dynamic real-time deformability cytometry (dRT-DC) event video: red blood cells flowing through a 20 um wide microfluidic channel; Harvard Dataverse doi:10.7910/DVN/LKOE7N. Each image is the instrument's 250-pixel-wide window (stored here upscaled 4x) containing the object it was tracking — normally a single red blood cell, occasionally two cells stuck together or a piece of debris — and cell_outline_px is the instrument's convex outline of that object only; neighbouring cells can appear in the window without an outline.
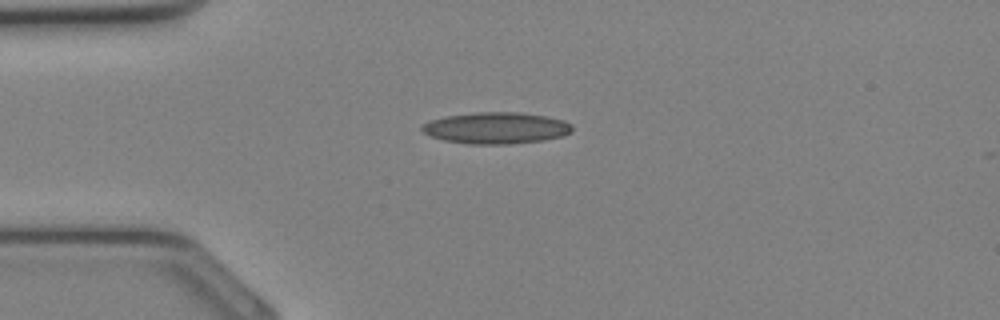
{"species": "Egyptian fruit bat (a non-hibernating species)", "species_latin": "Rousettus aegyptiacus", "temperature_condition": "cold", "stored_images_in_passage": 9, "camera_frame_rate_fps": 3000, "um_per_image_px": 0.085, "animal": {"sex": "female"}, "frame": {"image": 1, "passage_image": 1, "time_ms": 0.0, "image_size_px": [1000, 320], "cell_outline_px": [[572, 132], [560, 136], [544, 140], [508, 144], [468, 144], [444, 140], [432, 136], [424, 132], [420, 128], [420, 124], [428, 120], [444, 116], [476, 112], [520, 112], [548, 116], [564, 120], [572, 124]], "centroid_in_image_um": [42.15, 10.87], "position_along_channel_um": 42.8, "area_um2": 27.8}}
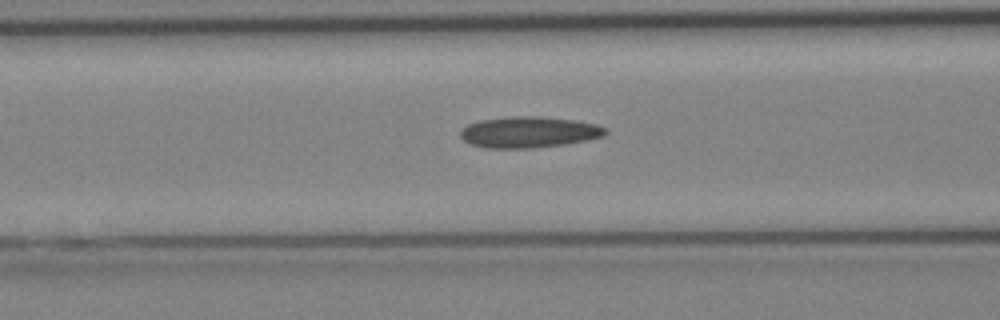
{"frame": {"image": 2, "passage_image": 6, "time_ms": 1.667, "image_size_px": [1000, 320], "cell_outline_px": [[608, 132], [604, 136], [588, 140], [564, 144], [532, 148], [484, 148], [472, 144], [464, 140], [460, 136], [460, 128], [468, 124], [480, 120], [516, 116], [536, 116], [576, 120], [596, 124], [604, 128]], "centroid_in_image_um": [44.95, 11.23], "position_along_channel_um": 121.7, "area_um2": 26.3}}
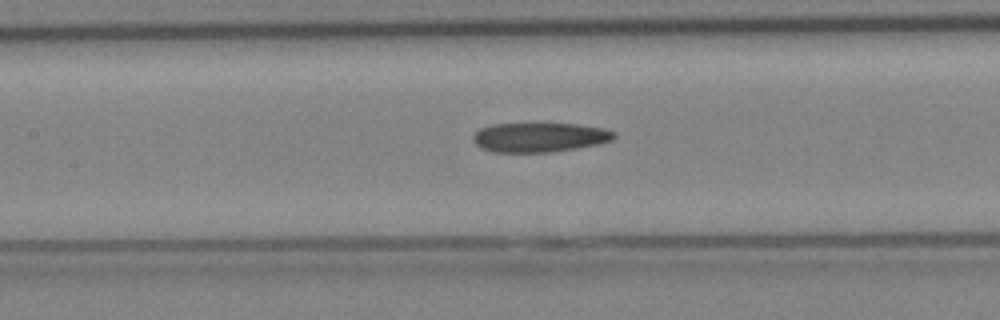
{"frame": {"image": 3, "passage_image": 8, "time_ms": 2.333, "image_size_px": [1000, 320], "cell_outline_px": [[616, 136], [612, 140], [600, 144], [552, 152], [492, 152], [480, 148], [472, 140], [472, 136], [480, 128], [492, 124], [576, 124], [604, 128], [616, 132]], "centroid_in_image_um": [45.86, 11.68], "position_along_channel_um": 161.5, "area_um2": 24.28}}